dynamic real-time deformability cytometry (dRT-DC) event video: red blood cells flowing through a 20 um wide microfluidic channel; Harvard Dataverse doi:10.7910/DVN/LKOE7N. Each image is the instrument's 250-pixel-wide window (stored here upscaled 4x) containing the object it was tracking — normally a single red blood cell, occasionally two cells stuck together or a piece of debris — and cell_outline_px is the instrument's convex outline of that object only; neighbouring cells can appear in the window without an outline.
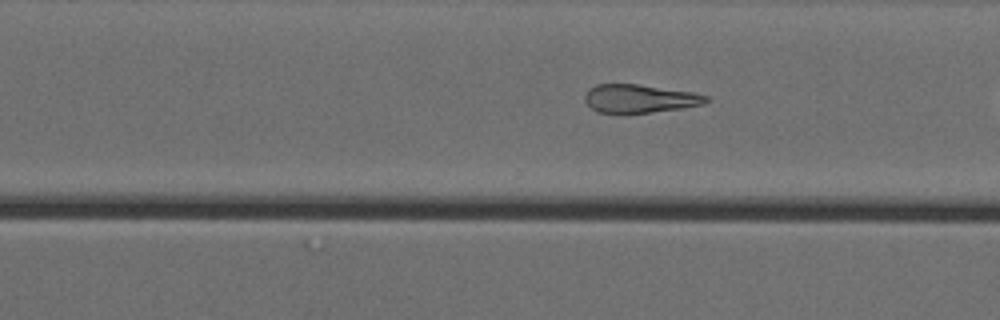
{"species": "Egyptian fruit bat (a non-hibernating species)", "species_latin": "Rousettus aegyptiacus", "temperature_condition": "cold", "stored_images_in_passage": 40, "camera_frame_rate_fps": 3000, "um_per_image_px": 0.085, "animal": {"sex": "female"}, "frame": {"image": 1, "passage_image": 34, "time_ms": 11.0, "image_size_px": [1000, 320], "cell_outline_px": [[708, 100], [704, 104], [684, 108], [652, 112], [596, 112], [584, 100], [584, 96], [588, 88], [596, 84], [636, 84], [692, 92], [708, 96]], "centroid_in_image_um": [54.36, 8.37], "position_along_channel_um": 316.2, "area_um2": 19.83}}